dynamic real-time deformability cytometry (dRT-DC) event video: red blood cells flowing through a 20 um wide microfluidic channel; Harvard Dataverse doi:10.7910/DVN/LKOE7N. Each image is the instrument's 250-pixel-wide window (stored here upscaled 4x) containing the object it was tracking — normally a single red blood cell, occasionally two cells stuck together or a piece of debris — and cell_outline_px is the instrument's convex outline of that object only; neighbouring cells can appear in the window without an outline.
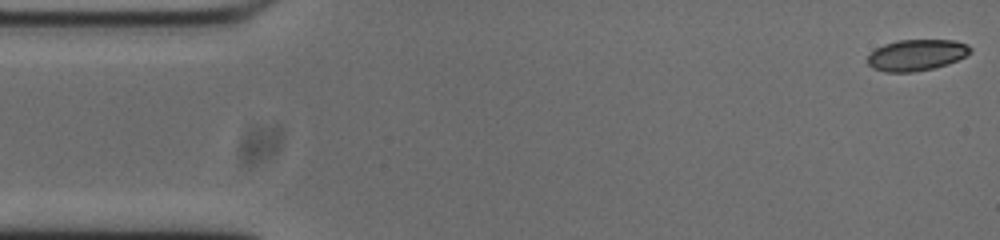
{"species": "common noctule bat (a hibernating species)", "species_latin": "Nyctalus noctula", "temperature_condition": "cold", "stored_images_in_passage": 53, "camera_frame_rate_fps": 3000, "um_per_image_px": 0.085, "animal": {"sex": "male", "body_mass_g": 20.0, "forearm_length_mm": 53.3}, "frame": {"image": 1, "passage_image": 1, "time_ms": 0.0, "image_size_px": [1000, 240], "cell_outline_px": [[972, 52], [948, 64], [932, 68], [912, 72], [884, 72], [872, 68], [868, 64], [868, 56], [876, 48], [884, 44], [896, 40], [956, 40], [968, 44], [972, 48]], "centroid_in_image_um": [77.91, 4.67], "position_along_channel_um": 7.1, "area_um2": 18.73}}
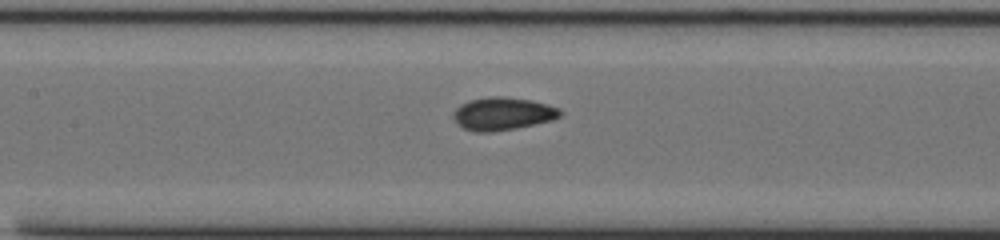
{"frame": {"image": 2, "passage_image": 23, "time_ms": 7.333, "image_size_px": [1000, 240], "cell_outline_px": [[564, 112], [560, 116], [552, 120], [516, 128], [492, 132], [476, 132], [464, 128], [456, 124], [452, 116], [452, 112], [460, 104], [468, 100], [488, 96], [504, 96], [532, 100], [548, 104], [560, 108]], "centroid_in_image_um": [42.71, 9.65], "position_along_channel_um": 164.7, "area_um2": 20.81}}
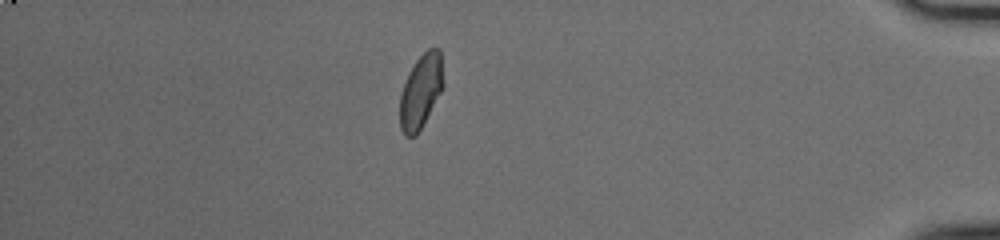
{"frame": {"image": 3, "passage_image": 46, "time_ms": 15.0, "image_size_px": [1000, 240], "cell_outline_px": [[444, 88], [416, 136], [404, 136], [400, 128], [400, 92], [416, 60], [428, 48], [440, 48], [444, 84]], "centroid_in_image_um": [35.79, 7.77], "position_along_channel_um": 399.4, "area_um2": 18.73}, "authors_computed_cell_mechanics": {"area_um2": 19.074, "velocity_mm_per_s": 3.7282, "shape_relaxation_time_tau1_ms": 5.8998, "shape_relaxation_time_tau2_ms": 1.526, "deformation_change_tau1": 0.0904, "deformation_change_tau2": 0.0532}}